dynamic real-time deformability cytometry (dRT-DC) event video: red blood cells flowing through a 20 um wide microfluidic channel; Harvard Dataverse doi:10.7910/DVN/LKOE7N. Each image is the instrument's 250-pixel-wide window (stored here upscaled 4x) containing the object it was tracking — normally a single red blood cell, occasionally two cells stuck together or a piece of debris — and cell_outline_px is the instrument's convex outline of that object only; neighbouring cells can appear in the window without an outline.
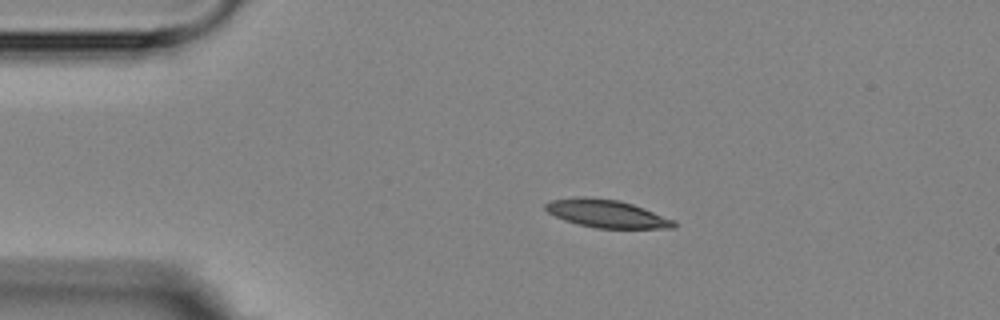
{"species": "Egyptian fruit bat (a non-hibernating species)", "species_latin": "Rousettus aegyptiacus", "temperature_condition": "room temperature", "stored_images_in_passage": 14, "camera_frame_rate_fps": 3000, "um_per_image_px": 0.085, "animal": {"sex": "female"}, "frame": {"image": 1, "passage_image": 1, "time_ms": 0.0, "image_size_px": [1000, 320], "cell_outline_px": [[676, 228], [596, 228], [576, 224], [564, 220], [548, 212], [544, 208], [544, 204], [548, 200], [580, 196], [584, 196], [620, 200], [644, 208], [676, 220]], "centroid_in_image_um": [51.55, 18.15], "position_along_channel_um": 33.4, "area_um2": 21.1}}
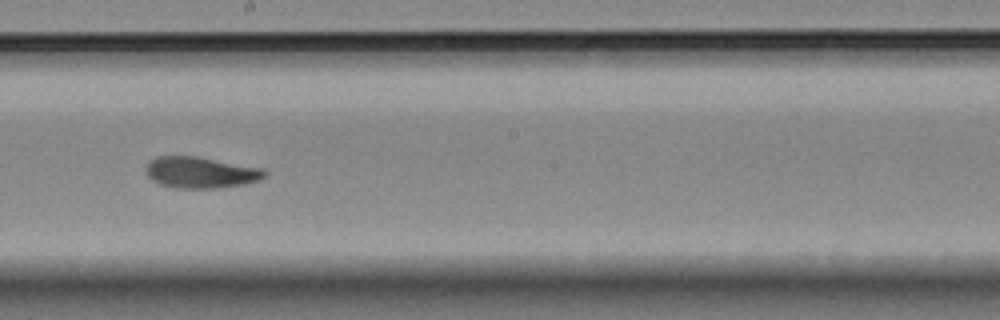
{"frame": {"image": 2, "passage_image": 7, "time_ms": 6.667, "image_size_px": [1000, 320], "cell_outline_px": [[268, 172], [260, 180], [244, 184], [216, 188], [176, 188], [160, 184], [152, 180], [148, 176], [144, 168], [156, 156], [196, 156], [264, 168]], "centroid_in_image_um": [17.07, 14.66], "position_along_channel_um": 231.1, "area_um2": 21.68}}
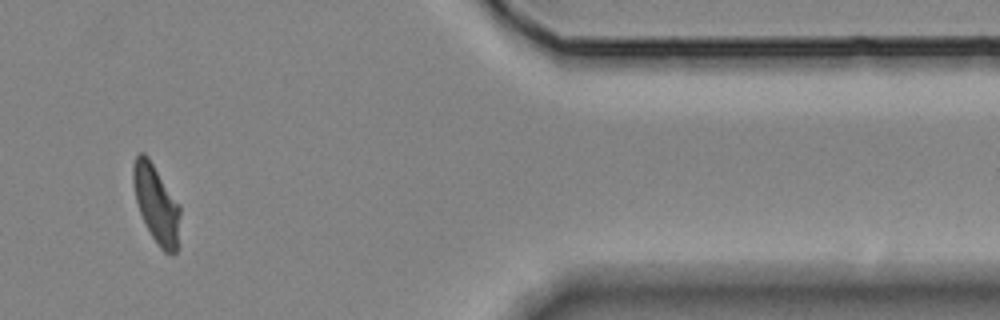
{"frame": {"image": 3, "passage_image": 12, "time_ms": 12.333, "image_size_px": [1000, 320], "cell_outline_px": [[180, 212], [176, 252], [172, 256], [164, 252], [160, 248], [152, 236], [140, 212], [136, 200], [132, 184], [132, 164], [136, 156], [140, 152], [144, 152], [148, 156], [180, 204]], "centroid_in_image_um": [13.27, 17.29], "position_along_channel_um": 398.1, "area_um2": 21.33}, "authors_computed_cell_mechanics": {"area_um2": 21.6172, "velocity_mm_per_s": 3.5618, "shape_relaxation_time_tau1_ms": 9.4262, "shape_relaxation_time_tau2_ms": 3.5447, "deformation_change_tau1": 0.278, "deformation_change_tau2": 0.1033}}